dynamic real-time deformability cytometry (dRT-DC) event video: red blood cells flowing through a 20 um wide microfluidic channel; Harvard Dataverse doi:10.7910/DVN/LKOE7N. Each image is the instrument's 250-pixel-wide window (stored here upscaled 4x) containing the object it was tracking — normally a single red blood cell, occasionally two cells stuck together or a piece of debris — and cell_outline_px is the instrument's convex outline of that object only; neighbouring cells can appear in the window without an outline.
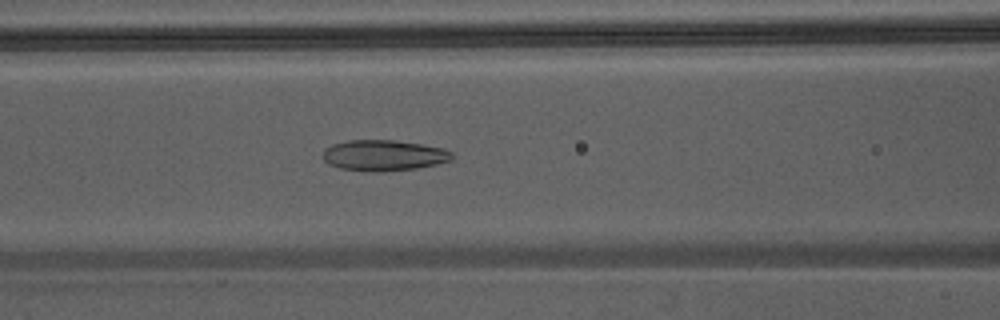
{"species": "Egyptian fruit bat (a non-hibernating species)", "species_latin": "Rousettus aegyptiacus", "temperature_condition": "warm", "stored_images_in_passage": 47, "camera_frame_rate_fps": 3000, "um_per_image_px": 0.085, "animal": {"sex": "male"}, "frame": {"image": 1, "passage_image": 21, "time_ms": 6.667, "image_size_px": [1000, 320], "cell_outline_px": [[452, 160], [436, 164], [416, 168], [380, 172], [372, 172], [340, 168], [328, 164], [320, 156], [324, 148], [332, 144], [348, 140], [392, 140], [420, 144], [444, 148], [452, 152]], "centroid_in_image_um": [32.57, 13.21], "position_along_channel_um": 134.0, "area_um2": 23.35}}
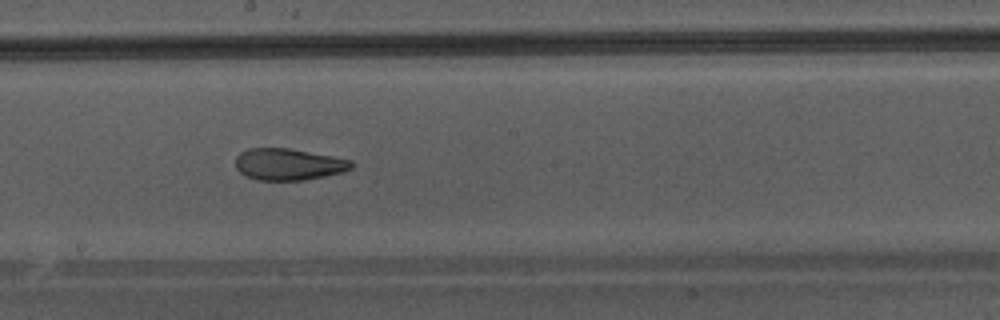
{"frame": {"image": 2, "passage_image": 27, "time_ms": 8.667, "image_size_px": [1000, 320], "cell_outline_px": [[352, 168], [344, 172], [304, 180], [256, 180], [240, 172], [236, 168], [236, 156], [240, 152], [248, 148], [288, 148], [332, 156], [352, 160]], "centroid_in_image_um": [24.51, 13.96], "position_along_channel_um": 223.7, "area_um2": 21.33}}